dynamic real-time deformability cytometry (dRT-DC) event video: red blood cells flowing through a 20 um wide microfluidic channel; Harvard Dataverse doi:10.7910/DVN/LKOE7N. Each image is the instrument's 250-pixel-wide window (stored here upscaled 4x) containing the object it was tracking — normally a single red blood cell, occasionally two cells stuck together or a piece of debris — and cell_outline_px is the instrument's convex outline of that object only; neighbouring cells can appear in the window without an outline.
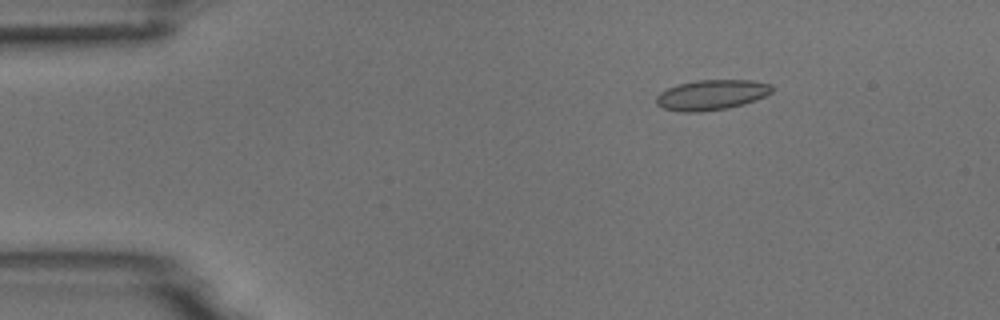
{"species": "common noctule bat (a hibernating species)", "species_latin": "Nyctalus noctula", "temperature_condition": "room temperature", "stored_images_in_passage": 4, "camera_frame_rate_fps": 3000, "um_per_image_px": 0.085, "animal": {"sex": "male", "body_mass_g": 18.8}, "frame": {"image": 1, "passage_image": 2, "time_ms": 2.333, "image_size_px": [1000, 320], "cell_outline_px": [[776, 88], [772, 92], [756, 100], [744, 104], [728, 108], [704, 112], [680, 112], [664, 108], [656, 104], [656, 96], [660, 92], [668, 88], [680, 84], [696, 80], [752, 80], [772, 84]], "centroid_in_image_um": [60.51, 8.07], "position_along_channel_um": 24.5, "area_um2": 20.58}}